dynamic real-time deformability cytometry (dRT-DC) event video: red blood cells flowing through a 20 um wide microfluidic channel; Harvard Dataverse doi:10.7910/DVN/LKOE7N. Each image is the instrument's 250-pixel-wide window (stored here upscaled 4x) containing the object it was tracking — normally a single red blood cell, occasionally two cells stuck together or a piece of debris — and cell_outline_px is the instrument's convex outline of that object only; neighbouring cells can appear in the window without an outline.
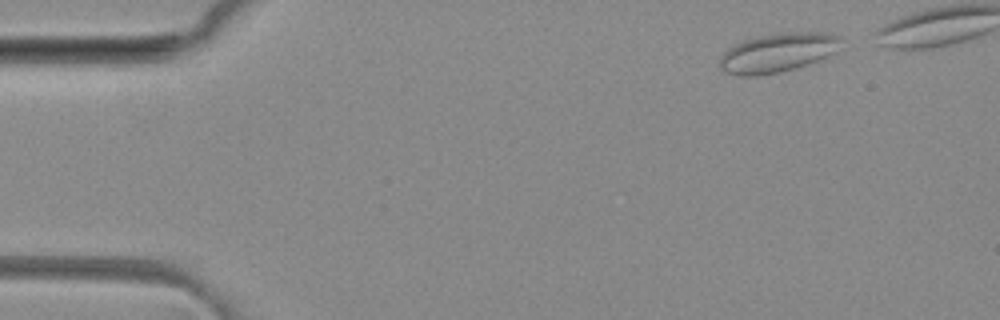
{"species": "common noctule bat (a hibernating species)", "species_latin": "Nyctalus noctula", "temperature_condition": "room temperature", "stored_images_in_passage": 41, "camera_frame_rate_fps": 3000, "um_per_image_px": 0.085, "animal": {"sex": "female", "body_mass_g": 29.2, "forearm_length_mm": 56.3}, "frame": {"image": 1, "passage_image": 3, "time_ms": 0.667, "image_size_px": [1000, 320], "cell_outline_px": [[844, 40], [836, 52], [828, 56], [808, 64], [780, 72], [756, 76], [740, 76], [724, 72], [720, 68], [720, 56], [732, 44], [756, 36], [780, 32], [828, 32], [840, 36]], "centroid_in_image_um": [66.12, 4.46], "position_along_channel_um": 18.9, "area_um2": 28.09}}
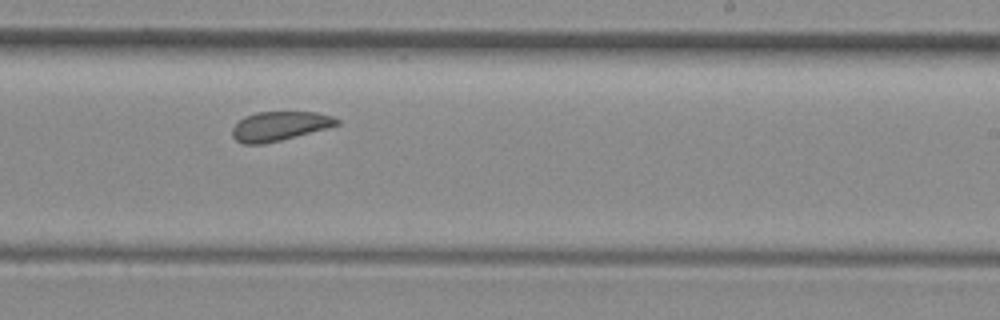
{"frame": {"image": 2, "passage_image": 28, "time_ms": 9.0, "image_size_px": [1000, 320], "cell_outline_px": [[340, 124], [328, 128], [264, 144], [244, 144], [236, 140], [232, 136], [232, 128], [244, 116], [256, 112], [316, 112], [332, 116], [340, 120]], "centroid_in_image_um": [23.76, 10.71], "position_along_channel_um": 265.2, "area_um2": 17.8}}
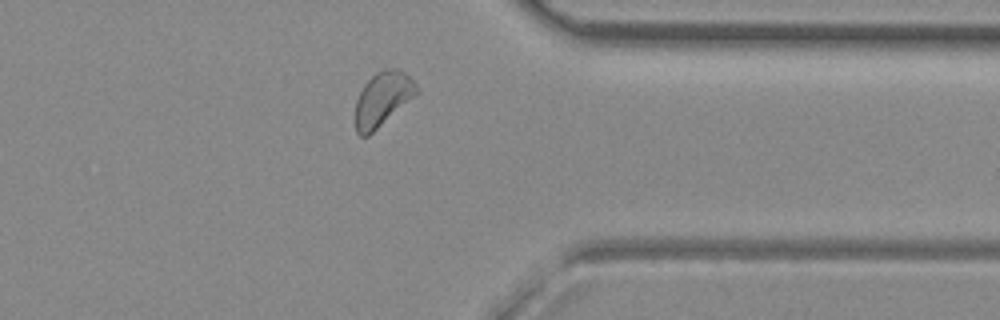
{"frame": {"image": 3, "passage_image": 37, "time_ms": 12.0, "image_size_px": [1000, 320], "cell_outline_px": [[420, 92], [368, 136], [360, 136], [356, 132], [356, 100], [364, 84], [376, 72], [384, 68], [396, 68], [404, 72], [416, 84]], "centroid_in_image_um": [32.53, 8.4], "position_along_channel_um": 378.9, "area_um2": 19.19}}